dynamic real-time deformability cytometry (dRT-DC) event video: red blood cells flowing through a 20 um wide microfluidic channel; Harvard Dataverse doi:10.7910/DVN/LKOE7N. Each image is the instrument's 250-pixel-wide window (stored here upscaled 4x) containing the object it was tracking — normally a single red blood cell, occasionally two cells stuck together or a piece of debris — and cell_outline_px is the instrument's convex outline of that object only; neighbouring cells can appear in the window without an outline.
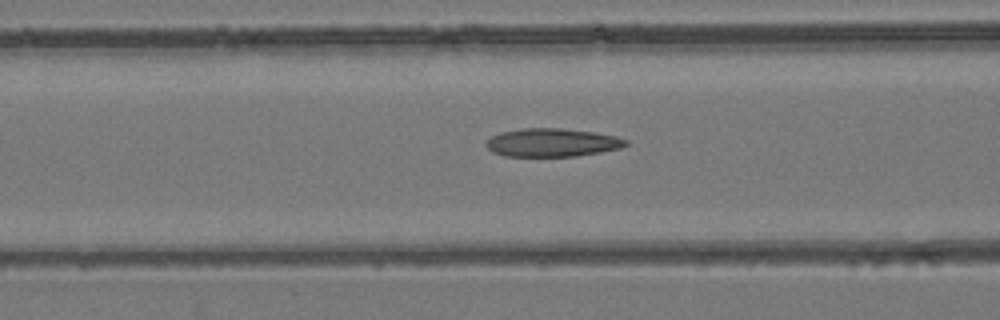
{"species": "common noctule bat (a hibernating species)", "species_latin": "Nyctalus noctula", "temperature_condition": "room temperature", "stored_images_in_passage": 32, "camera_frame_rate_fps": 3000, "um_per_image_px": 0.085, "animal": {"sex": "female", "body_mass_g": 24.6, "forearm_length_mm": 56.2}, "frame": {"image": 1, "passage_image": 7, "time_ms": 2.0, "image_size_px": [1000, 320], "cell_outline_px": [[628, 144], [620, 148], [600, 152], [576, 156], [504, 156], [492, 152], [484, 144], [492, 136], [500, 132], [520, 128], [560, 128], [596, 132], [616, 136], [628, 140]], "centroid_in_image_um": [46.92, 12.11], "position_along_channel_um": 119.7, "area_um2": 23.12}}
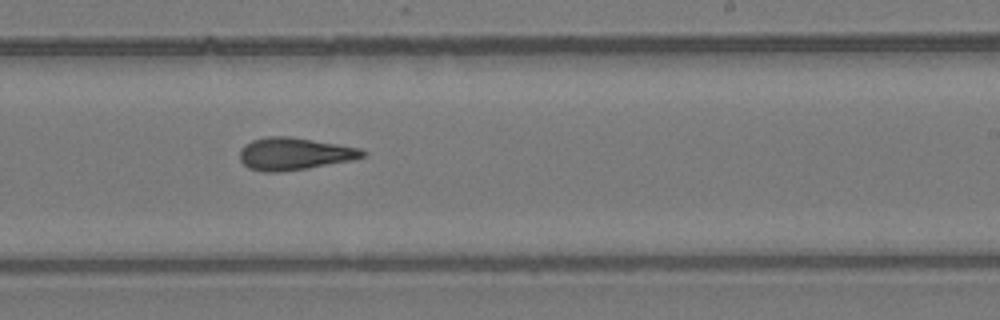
{"frame": {"image": 2, "passage_image": 17, "time_ms": 5.333, "image_size_px": [1000, 320], "cell_outline_px": [[368, 152], [364, 156], [352, 160], [308, 168], [276, 172], [264, 172], [248, 168], [240, 160], [240, 148], [244, 144], [252, 140], [268, 136], [292, 136], [360, 148]], "centroid_in_image_um": [25.0, 13.06], "position_along_channel_um": 264.0, "area_um2": 23.24}}
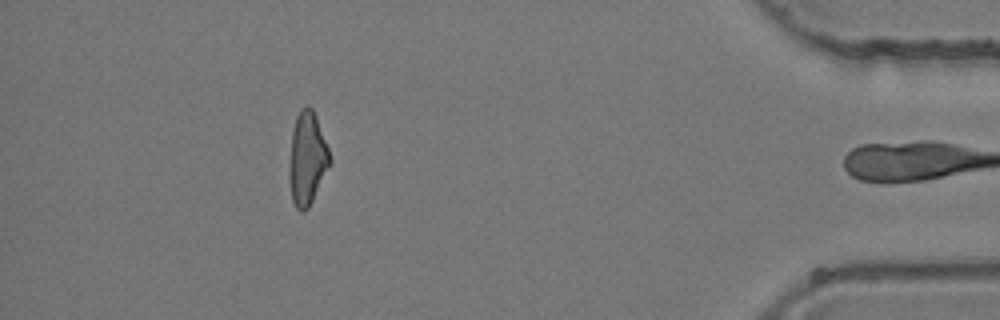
{"frame": {"image": 3, "passage_image": 31, "time_ms": 10.0, "image_size_px": [1000, 320], "cell_outline_px": [[332, 160], [308, 208], [304, 212], [300, 212], [296, 208], [292, 200], [288, 180], [288, 172], [292, 128], [296, 116], [300, 108], [308, 104], [312, 108], [316, 116], [328, 148]], "centroid_in_image_um": [26.08, 13.46], "position_along_channel_um": 409.1, "area_um2": 22.14}}